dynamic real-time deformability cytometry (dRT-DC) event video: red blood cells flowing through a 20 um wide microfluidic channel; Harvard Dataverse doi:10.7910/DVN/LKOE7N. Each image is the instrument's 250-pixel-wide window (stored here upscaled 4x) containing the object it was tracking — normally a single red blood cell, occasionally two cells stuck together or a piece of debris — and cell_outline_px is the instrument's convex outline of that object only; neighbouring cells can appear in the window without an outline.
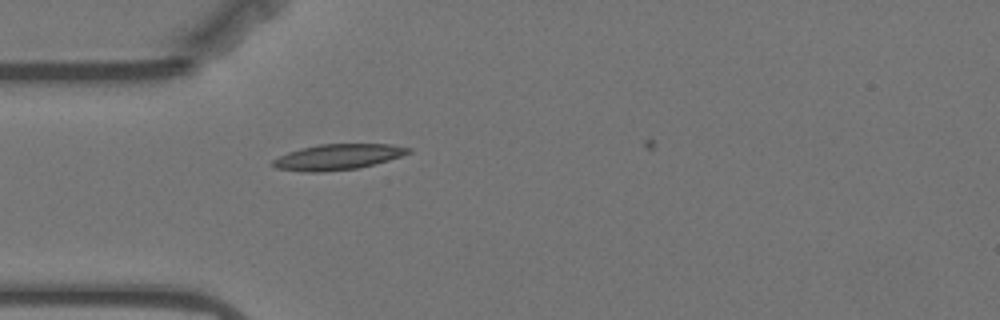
{"species": "Egyptian fruit bat (a non-hibernating species)", "species_latin": "Rousettus aegyptiacus", "temperature_condition": "warm", "stored_images_in_passage": 39, "camera_frame_rate_fps": 3000, "um_per_image_px": 0.085, "animal": {"sex": "female"}, "frame": {"image": 1, "passage_image": 9, "time_ms": 2.667, "image_size_px": [1000, 320], "cell_outline_px": [[412, 152], [388, 160], [360, 168], [320, 172], [304, 172], [276, 168], [272, 164], [272, 160], [288, 152], [300, 148], [320, 144], [392, 144], [412, 148]], "centroid_in_image_um": [28.72, 13.34], "position_along_channel_um": 56.3, "area_um2": 20.29}}
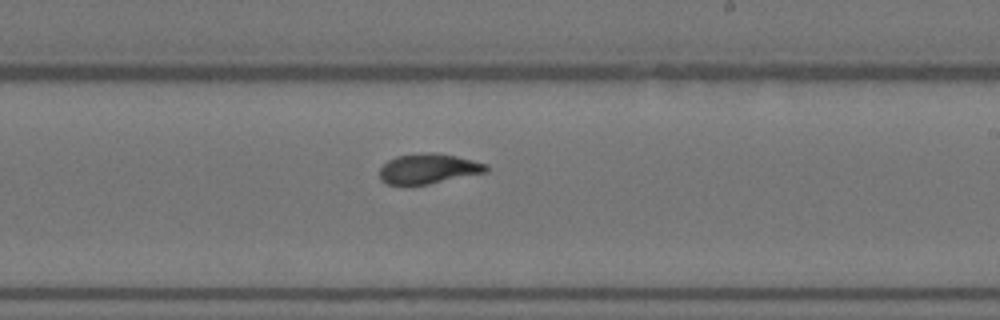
{"frame": {"image": 2, "passage_image": 26, "time_ms": 8.333, "image_size_px": [1000, 320], "cell_outline_px": [[488, 172], [428, 184], [388, 184], [380, 180], [380, 168], [388, 160], [396, 156], [432, 152], [456, 156], [488, 164]], "centroid_in_image_um": [36.43, 14.34], "position_along_channel_um": 252.6, "area_um2": 18.5}}
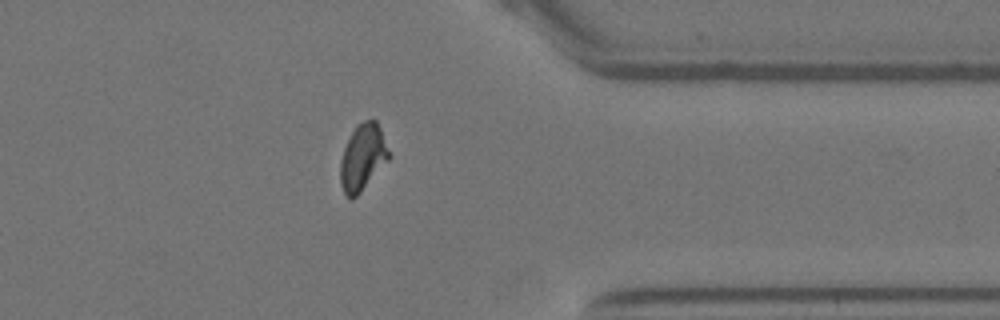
{"frame": {"image": 3, "passage_image": 38, "time_ms": 12.333, "image_size_px": [1000, 320], "cell_outline_px": [[392, 156], [360, 192], [352, 200], [344, 192], [340, 184], [340, 160], [344, 148], [356, 124], [364, 120], [376, 120], [380, 128]], "centroid_in_image_um": [30.83, 13.36], "position_along_channel_um": 380.6, "area_um2": 18.73}}